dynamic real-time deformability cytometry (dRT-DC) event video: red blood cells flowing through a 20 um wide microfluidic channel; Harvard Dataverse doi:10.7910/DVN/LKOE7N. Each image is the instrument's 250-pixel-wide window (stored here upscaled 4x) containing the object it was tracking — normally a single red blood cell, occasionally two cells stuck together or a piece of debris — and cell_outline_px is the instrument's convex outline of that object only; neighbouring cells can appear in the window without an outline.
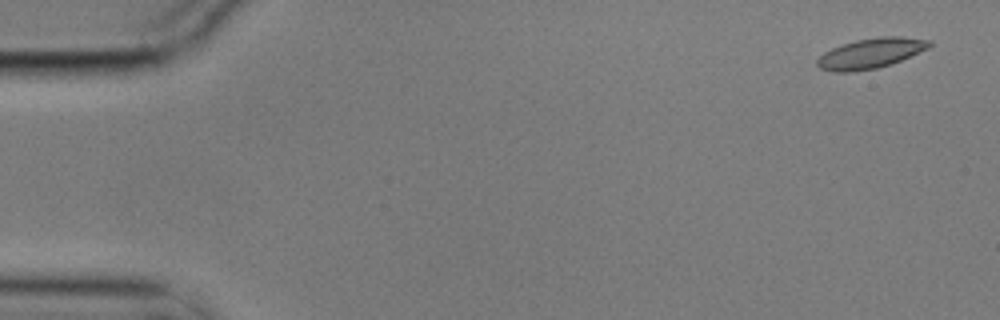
{"species": "common noctule bat (a hibernating species)", "species_latin": "Nyctalus noctula", "temperature_condition": "cold", "stored_images_in_passage": 5, "camera_frame_rate_fps": 3000, "um_per_image_px": 0.085, "animal": {"sex": "male", "body_mass_g": 17.9}, "frame": {"image": 1, "passage_image": 1, "time_ms": 0.0, "image_size_px": [1000, 320], "cell_outline_px": [[932, 44], [928, 48], [892, 64], [876, 68], [848, 72], [832, 72], [820, 68], [816, 64], [816, 60], [824, 52], [832, 48], [856, 40], [880, 36], [900, 36], [932, 40]], "centroid_in_image_um": [74.01, 4.53], "position_along_channel_um": 11.0, "area_um2": 19.65}}
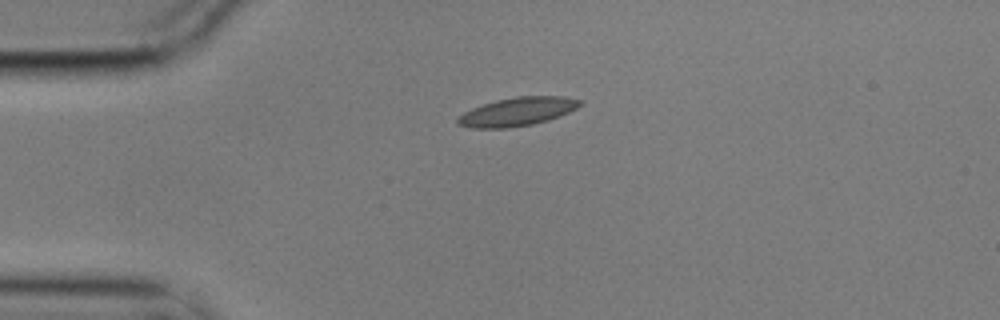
{"frame": {"image": 2, "passage_image": 4, "time_ms": 1.0, "image_size_px": [1000, 320], "cell_outline_px": [[584, 104], [560, 116], [548, 120], [532, 124], [508, 128], [472, 128], [460, 124], [456, 120], [464, 112], [472, 108], [496, 100], [516, 96], [564, 96], [580, 100]], "centroid_in_image_um": [44.01, 9.48], "position_along_channel_um": 41.0, "area_um2": 20.17}}